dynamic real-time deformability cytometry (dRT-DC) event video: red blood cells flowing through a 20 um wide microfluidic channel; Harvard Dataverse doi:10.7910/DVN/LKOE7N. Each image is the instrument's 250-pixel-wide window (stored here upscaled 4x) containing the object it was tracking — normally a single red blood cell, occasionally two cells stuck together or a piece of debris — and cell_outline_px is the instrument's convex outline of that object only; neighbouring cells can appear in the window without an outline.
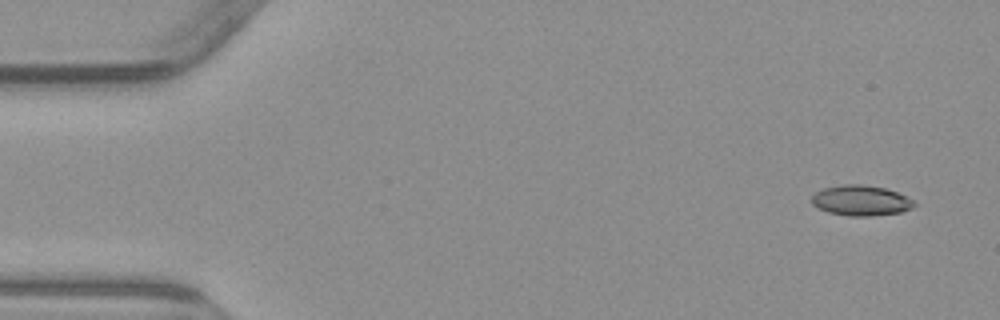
{"species": "common noctule bat (a hibernating species)", "species_latin": "Nyctalus noctula", "temperature_condition": "warm", "stored_images_in_passage": 6, "camera_frame_rate_fps": 3000, "um_per_image_px": 0.085, "animal": {"sex": "male", "body_mass_g": 23.1, "forearm_length_mm": 52.7}, "frame": {"image": 1, "passage_image": 1, "time_ms": 0.0, "image_size_px": [1000, 320], "cell_outline_px": [[916, 204], [912, 208], [900, 212], [872, 216], [848, 216], [828, 212], [812, 204], [812, 196], [816, 192], [824, 188], [844, 184], [860, 184], [884, 188], [896, 192], [912, 200]], "centroid_in_image_um": [73.16, 17.05], "position_along_channel_um": 11.8, "area_um2": 17.92}}
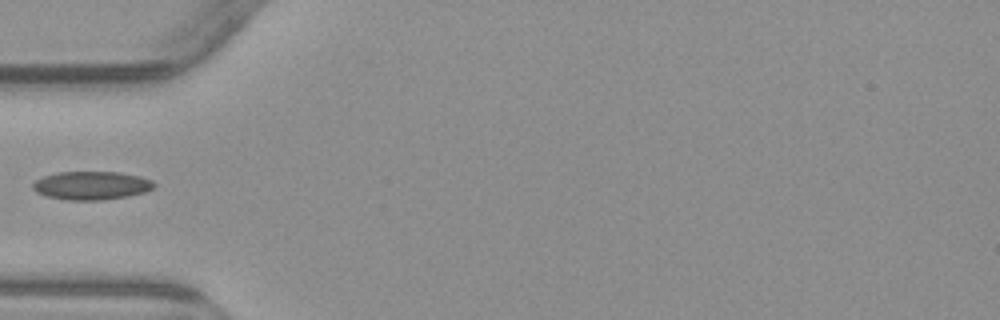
{"frame": {"image": 2, "passage_image": 5, "time_ms": 5.0, "image_size_px": [1000, 320], "cell_outline_px": [[156, 184], [152, 188], [144, 192], [128, 196], [100, 200], [64, 200], [48, 196], [36, 192], [32, 188], [32, 184], [36, 180], [44, 176], [60, 172], [120, 172], [140, 176], [152, 180]], "centroid_in_image_um": [7.77, 15.76], "position_along_channel_um": 77.2, "area_um2": 20.0}}
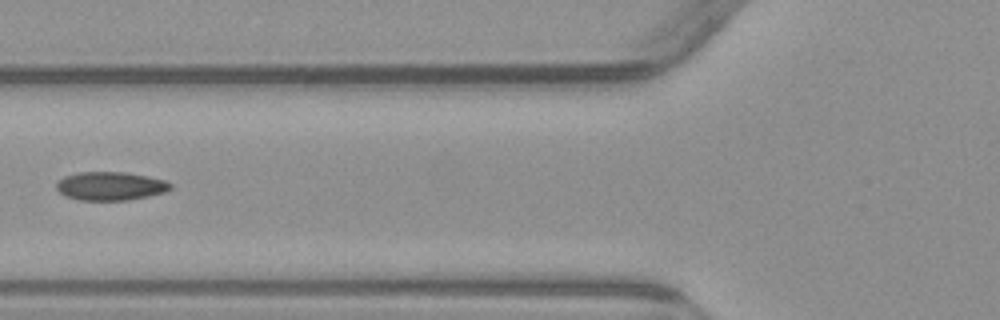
{"frame": {"image": 3, "passage_image": 6, "time_ms": 6.0, "image_size_px": [1000, 320], "cell_outline_px": [[172, 188], [164, 192], [148, 196], [128, 200], [80, 200], [64, 196], [56, 188], [56, 184], [64, 176], [80, 172], [124, 172], [164, 180], [172, 184]], "centroid_in_image_um": [9.37, 15.82], "position_along_channel_um": 116.4, "area_um2": 18.79}}